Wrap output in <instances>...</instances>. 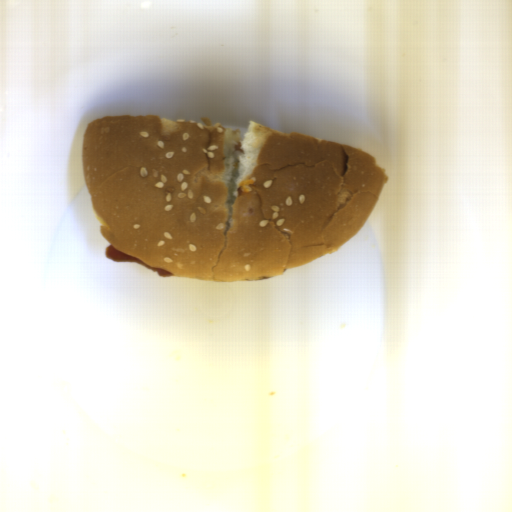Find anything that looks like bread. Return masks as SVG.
Instances as JSON below:
<instances>
[{"mask_svg": "<svg viewBox=\"0 0 512 512\" xmlns=\"http://www.w3.org/2000/svg\"><path fill=\"white\" fill-rule=\"evenodd\" d=\"M84 183L101 234L189 280L253 282L360 232L387 181L344 142L258 122L245 130L160 114L87 122Z\"/></svg>", "mask_w": 512, "mask_h": 512, "instance_id": "8d2b1439", "label": "bread"}]
</instances>
